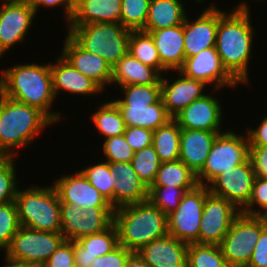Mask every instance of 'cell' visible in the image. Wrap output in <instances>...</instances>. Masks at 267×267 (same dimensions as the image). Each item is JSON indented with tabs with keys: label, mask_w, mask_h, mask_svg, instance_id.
Returning <instances> with one entry per match:
<instances>
[{
	"label": "cell",
	"mask_w": 267,
	"mask_h": 267,
	"mask_svg": "<svg viewBox=\"0 0 267 267\" xmlns=\"http://www.w3.org/2000/svg\"><path fill=\"white\" fill-rule=\"evenodd\" d=\"M184 76L213 85L214 90L222 87H237L239 83L223 67L215 47H211L185 58L183 66L178 70Z\"/></svg>",
	"instance_id": "13"
},
{
	"label": "cell",
	"mask_w": 267,
	"mask_h": 267,
	"mask_svg": "<svg viewBox=\"0 0 267 267\" xmlns=\"http://www.w3.org/2000/svg\"><path fill=\"white\" fill-rule=\"evenodd\" d=\"M29 4L32 8H34L35 13L37 14V11L39 12V9L41 10L42 7H49V8H54V7H61L63 8V11L65 13V21L68 23L73 15L74 12V7L72 0H22Z\"/></svg>",
	"instance_id": "51"
},
{
	"label": "cell",
	"mask_w": 267,
	"mask_h": 267,
	"mask_svg": "<svg viewBox=\"0 0 267 267\" xmlns=\"http://www.w3.org/2000/svg\"><path fill=\"white\" fill-rule=\"evenodd\" d=\"M113 213V207L82 209L81 238L107 229L113 223Z\"/></svg>",
	"instance_id": "40"
},
{
	"label": "cell",
	"mask_w": 267,
	"mask_h": 267,
	"mask_svg": "<svg viewBox=\"0 0 267 267\" xmlns=\"http://www.w3.org/2000/svg\"><path fill=\"white\" fill-rule=\"evenodd\" d=\"M36 13L34 8L24 1L0 5V56L11 47L25 41L31 30Z\"/></svg>",
	"instance_id": "14"
},
{
	"label": "cell",
	"mask_w": 267,
	"mask_h": 267,
	"mask_svg": "<svg viewBox=\"0 0 267 267\" xmlns=\"http://www.w3.org/2000/svg\"><path fill=\"white\" fill-rule=\"evenodd\" d=\"M131 251L122 245H118L110 253L99 256L90 267H124Z\"/></svg>",
	"instance_id": "47"
},
{
	"label": "cell",
	"mask_w": 267,
	"mask_h": 267,
	"mask_svg": "<svg viewBox=\"0 0 267 267\" xmlns=\"http://www.w3.org/2000/svg\"><path fill=\"white\" fill-rule=\"evenodd\" d=\"M151 0H122L120 24L130 31L145 28Z\"/></svg>",
	"instance_id": "39"
},
{
	"label": "cell",
	"mask_w": 267,
	"mask_h": 267,
	"mask_svg": "<svg viewBox=\"0 0 267 267\" xmlns=\"http://www.w3.org/2000/svg\"><path fill=\"white\" fill-rule=\"evenodd\" d=\"M267 226V216L240 213L219 244L226 262L246 267L262 230Z\"/></svg>",
	"instance_id": "9"
},
{
	"label": "cell",
	"mask_w": 267,
	"mask_h": 267,
	"mask_svg": "<svg viewBox=\"0 0 267 267\" xmlns=\"http://www.w3.org/2000/svg\"><path fill=\"white\" fill-rule=\"evenodd\" d=\"M188 243L172 235L155 239L136 253L150 267H187Z\"/></svg>",
	"instance_id": "20"
},
{
	"label": "cell",
	"mask_w": 267,
	"mask_h": 267,
	"mask_svg": "<svg viewBox=\"0 0 267 267\" xmlns=\"http://www.w3.org/2000/svg\"><path fill=\"white\" fill-rule=\"evenodd\" d=\"M6 264H4V267H39V266H33V265H26V264H20V263H14L11 261L5 260Z\"/></svg>",
	"instance_id": "54"
},
{
	"label": "cell",
	"mask_w": 267,
	"mask_h": 267,
	"mask_svg": "<svg viewBox=\"0 0 267 267\" xmlns=\"http://www.w3.org/2000/svg\"><path fill=\"white\" fill-rule=\"evenodd\" d=\"M245 134H236L230 129L218 134L205 165L196 175L199 185L207 186L222 172L249 159L250 145L247 133Z\"/></svg>",
	"instance_id": "7"
},
{
	"label": "cell",
	"mask_w": 267,
	"mask_h": 267,
	"mask_svg": "<svg viewBox=\"0 0 267 267\" xmlns=\"http://www.w3.org/2000/svg\"><path fill=\"white\" fill-rule=\"evenodd\" d=\"M255 205L259 207V209L256 208ZM241 213L246 215L267 216V179L255 177L251 199L241 210Z\"/></svg>",
	"instance_id": "45"
},
{
	"label": "cell",
	"mask_w": 267,
	"mask_h": 267,
	"mask_svg": "<svg viewBox=\"0 0 267 267\" xmlns=\"http://www.w3.org/2000/svg\"><path fill=\"white\" fill-rule=\"evenodd\" d=\"M240 213L232 202L210 193L206 186L198 243L219 245Z\"/></svg>",
	"instance_id": "11"
},
{
	"label": "cell",
	"mask_w": 267,
	"mask_h": 267,
	"mask_svg": "<svg viewBox=\"0 0 267 267\" xmlns=\"http://www.w3.org/2000/svg\"><path fill=\"white\" fill-rule=\"evenodd\" d=\"M93 124L104 140L110 137L124 135L126 124L117 105L111 100L102 103L98 110L91 114Z\"/></svg>",
	"instance_id": "32"
},
{
	"label": "cell",
	"mask_w": 267,
	"mask_h": 267,
	"mask_svg": "<svg viewBox=\"0 0 267 267\" xmlns=\"http://www.w3.org/2000/svg\"><path fill=\"white\" fill-rule=\"evenodd\" d=\"M225 262L219 245L188 244L187 267H220Z\"/></svg>",
	"instance_id": "36"
},
{
	"label": "cell",
	"mask_w": 267,
	"mask_h": 267,
	"mask_svg": "<svg viewBox=\"0 0 267 267\" xmlns=\"http://www.w3.org/2000/svg\"><path fill=\"white\" fill-rule=\"evenodd\" d=\"M192 189L194 188L150 186L148 200L168 216L178 208L183 195Z\"/></svg>",
	"instance_id": "38"
},
{
	"label": "cell",
	"mask_w": 267,
	"mask_h": 267,
	"mask_svg": "<svg viewBox=\"0 0 267 267\" xmlns=\"http://www.w3.org/2000/svg\"><path fill=\"white\" fill-rule=\"evenodd\" d=\"M249 158L253 165L255 177L267 179V147L250 146Z\"/></svg>",
	"instance_id": "49"
},
{
	"label": "cell",
	"mask_w": 267,
	"mask_h": 267,
	"mask_svg": "<svg viewBox=\"0 0 267 267\" xmlns=\"http://www.w3.org/2000/svg\"><path fill=\"white\" fill-rule=\"evenodd\" d=\"M42 267H75L72 241L65 240Z\"/></svg>",
	"instance_id": "46"
},
{
	"label": "cell",
	"mask_w": 267,
	"mask_h": 267,
	"mask_svg": "<svg viewBox=\"0 0 267 267\" xmlns=\"http://www.w3.org/2000/svg\"><path fill=\"white\" fill-rule=\"evenodd\" d=\"M124 137L136 152L152 145L153 131L142 127H126Z\"/></svg>",
	"instance_id": "48"
},
{
	"label": "cell",
	"mask_w": 267,
	"mask_h": 267,
	"mask_svg": "<svg viewBox=\"0 0 267 267\" xmlns=\"http://www.w3.org/2000/svg\"><path fill=\"white\" fill-rule=\"evenodd\" d=\"M55 124L39 108L8 98L0 108V156L16 157L17 149L34 142L43 129Z\"/></svg>",
	"instance_id": "3"
},
{
	"label": "cell",
	"mask_w": 267,
	"mask_h": 267,
	"mask_svg": "<svg viewBox=\"0 0 267 267\" xmlns=\"http://www.w3.org/2000/svg\"><path fill=\"white\" fill-rule=\"evenodd\" d=\"M109 169L116 177L114 209L148 200L149 188L134 171L131 162H109Z\"/></svg>",
	"instance_id": "21"
},
{
	"label": "cell",
	"mask_w": 267,
	"mask_h": 267,
	"mask_svg": "<svg viewBox=\"0 0 267 267\" xmlns=\"http://www.w3.org/2000/svg\"><path fill=\"white\" fill-rule=\"evenodd\" d=\"M15 158L0 156V204L15 201L20 183L17 182Z\"/></svg>",
	"instance_id": "41"
},
{
	"label": "cell",
	"mask_w": 267,
	"mask_h": 267,
	"mask_svg": "<svg viewBox=\"0 0 267 267\" xmlns=\"http://www.w3.org/2000/svg\"><path fill=\"white\" fill-rule=\"evenodd\" d=\"M63 46L60 55L105 92V86L111 85L112 81V68L107 61L85 51L68 34H66Z\"/></svg>",
	"instance_id": "18"
},
{
	"label": "cell",
	"mask_w": 267,
	"mask_h": 267,
	"mask_svg": "<svg viewBox=\"0 0 267 267\" xmlns=\"http://www.w3.org/2000/svg\"><path fill=\"white\" fill-rule=\"evenodd\" d=\"M53 91L55 97L60 91L69 92L75 96H94L104 92L93 80L82 74L68 63L61 55L56 62H50Z\"/></svg>",
	"instance_id": "22"
},
{
	"label": "cell",
	"mask_w": 267,
	"mask_h": 267,
	"mask_svg": "<svg viewBox=\"0 0 267 267\" xmlns=\"http://www.w3.org/2000/svg\"><path fill=\"white\" fill-rule=\"evenodd\" d=\"M177 79L165 78L161 76V99L165 105L167 113L173 118L183 108L191 102L203 97L205 87L204 82L184 76L180 71ZM173 82H170V81Z\"/></svg>",
	"instance_id": "19"
},
{
	"label": "cell",
	"mask_w": 267,
	"mask_h": 267,
	"mask_svg": "<svg viewBox=\"0 0 267 267\" xmlns=\"http://www.w3.org/2000/svg\"><path fill=\"white\" fill-rule=\"evenodd\" d=\"M122 0H82L75 8L68 26L88 23H120Z\"/></svg>",
	"instance_id": "26"
},
{
	"label": "cell",
	"mask_w": 267,
	"mask_h": 267,
	"mask_svg": "<svg viewBox=\"0 0 267 267\" xmlns=\"http://www.w3.org/2000/svg\"><path fill=\"white\" fill-rule=\"evenodd\" d=\"M124 267H150L137 253H132L126 261Z\"/></svg>",
	"instance_id": "53"
},
{
	"label": "cell",
	"mask_w": 267,
	"mask_h": 267,
	"mask_svg": "<svg viewBox=\"0 0 267 267\" xmlns=\"http://www.w3.org/2000/svg\"><path fill=\"white\" fill-rule=\"evenodd\" d=\"M75 267H90L97 257L110 253L118 243V232L112 223L102 232L72 241Z\"/></svg>",
	"instance_id": "25"
},
{
	"label": "cell",
	"mask_w": 267,
	"mask_h": 267,
	"mask_svg": "<svg viewBox=\"0 0 267 267\" xmlns=\"http://www.w3.org/2000/svg\"><path fill=\"white\" fill-rule=\"evenodd\" d=\"M2 101H3V91L0 87V108H1Z\"/></svg>",
	"instance_id": "58"
},
{
	"label": "cell",
	"mask_w": 267,
	"mask_h": 267,
	"mask_svg": "<svg viewBox=\"0 0 267 267\" xmlns=\"http://www.w3.org/2000/svg\"><path fill=\"white\" fill-rule=\"evenodd\" d=\"M180 138L181 128L173 118L153 131L152 145L162 163L179 159Z\"/></svg>",
	"instance_id": "30"
},
{
	"label": "cell",
	"mask_w": 267,
	"mask_h": 267,
	"mask_svg": "<svg viewBox=\"0 0 267 267\" xmlns=\"http://www.w3.org/2000/svg\"><path fill=\"white\" fill-rule=\"evenodd\" d=\"M151 35L162 66L172 73L184 64V23L161 30L147 32Z\"/></svg>",
	"instance_id": "24"
},
{
	"label": "cell",
	"mask_w": 267,
	"mask_h": 267,
	"mask_svg": "<svg viewBox=\"0 0 267 267\" xmlns=\"http://www.w3.org/2000/svg\"><path fill=\"white\" fill-rule=\"evenodd\" d=\"M195 1H197L196 3H202V2H204L206 0H195Z\"/></svg>",
	"instance_id": "59"
},
{
	"label": "cell",
	"mask_w": 267,
	"mask_h": 267,
	"mask_svg": "<svg viewBox=\"0 0 267 267\" xmlns=\"http://www.w3.org/2000/svg\"><path fill=\"white\" fill-rule=\"evenodd\" d=\"M197 185L196 174L178 159L161 163L151 186L195 188Z\"/></svg>",
	"instance_id": "31"
},
{
	"label": "cell",
	"mask_w": 267,
	"mask_h": 267,
	"mask_svg": "<svg viewBox=\"0 0 267 267\" xmlns=\"http://www.w3.org/2000/svg\"><path fill=\"white\" fill-rule=\"evenodd\" d=\"M219 99L211 93L193 102L178 112L173 119L181 129L204 130L210 132H224L220 128L223 124V112Z\"/></svg>",
	"instance_id": "15"
},
{
	"label": "cell",
	"mask_w": 267,
	"mask_h": 267,
	"mask_svg": "<svg viewBox=\"0 0 267 267\" xmlns=\"http://www.w3.org/2000/svg\"><path fill=\"white\" fill-rule=\"evenodd\" d=\"M61 233L68 241L81 238L82 208L69 203H60Z\"/></svg>",
	"instance_id": "43"
},
{
	"label": "cell",
	"mask_w": 267,
	"mask_h": 267,
	"mask_svg": "<svg viewBox=\"0 0 267 267\" xmlns=\"http://www.w3.org/2000/svg\"><path fill=\"white\" fill-rule=\"evenodd\" d=\"M220 267H240V266L231 264V263H229V262H225V263H223Z\"/></svg>",
	"instance_id": "56"
},
{
	"label": "cell",
	"mask_w": 267,
	"mask_h": 267,
	"mask_svg": "<svg viewBox=\"0 0 267 267\" xmlns=\"http://www.w3.org/2000/svg\"><path fill=\"white\" fill-rule=\"evenodd\" d=\"M161 76L156 69L143 64L128 52L112 68L111 85L161 84Z\"/></svg>",
	"instance_id": "27"
},
{
	"label": "cell",
	"mask_w": 267,
	"mask_h": 267,
	"mask_svg": "<svg viewBox=\"0 0 267 267\" xmlns=\"http://www.w3.org/2000/svg\"><path fill=\"white\" fill-rule=\"evenodd\" d=\"M103 141L102 151L105 155V161L131 162L134 151L127 143L124 135L110 137Z\"/></svg>",
	"instance_id": "44"
},
{
	"label": "cell",
	"mask_w": 267,
	"mask_h": 267,
	"mask_svg": "<svg viewBox=\"0 0 267 267\" xmlns=\"http://www.w3.org/2000/svg\"><path fill=\"white\" fill-rule=\"evenodd\" d=\"M182 0H151L144 32H151L184 23L187 16Z\"/></svg>",
	"instance_id": "29"
},
{
	"label": "cell",
	"mask_w": 267,
	"mask_h": 267,
	"mask_svg": "<svg viewBox=\"0 0 267 267\" xmlns=\"http://www.w3.org/2000/svg\"><path fill=\"white\" fill-rule=\"evenodd\" d=\"M130 32L120 23L67 26V34L81 48L105 59L111 68L128 53Z\"/></svg>",
	"instance_id": "6"
},
{
	"label": "cell",
	"mask_w": 267,
	"mask_h": 267,
	"mask_svg": "<svg viewBox=\"0 0 267 267\" xmlns=\"http://www.w3.org/2000/svg\"><path fill=\"white\" fill-rule=\"evenodd\" d=\"M20 189L15 197L20 225L32 230L61 232L60 201L53 185Z\"/></svg>",
	"instance_id": "5"
},
{
	"label": "cell",
	"mask_w": 267,
	"mask_h": 267,
	"mask_svg": "<svg viewBox=\"0 0 267 267\" xmlns=\"http://www.w3.org/2000/svg\"><path fill=\"white\" fill-rule=\"evenodd\" d=\"M255 172L250 158L216 176L208 185L210 193L232 202L240 211L249 203Z\"/></svg>",
	"instance_id": "12"
},
{
	"label": "cell",
	"mask_w": 267,
	"mask_h": 267,
	"mask_svg": "<svg viewBox=\"0 0 267 267\" xmlns=\"http://www.w3.org/2000/svg\"><path fill=\"white\" fill-rule=\"evenodd\" d=\"M205 198V185L187 191L178 208L167 216L168 234L188 244L198 243Z\"/></svg>",
	"instance_id": "10"
},
{
	"label": "cell",
	"mask_w": 267,
	"mask_h": 267,
	"mask_svg": "<svg viewBox=\"0 0 267 267\" xmlns=\"http://www.w3.org/2000/svg\"><path fill=\"white\" fill-rule=\"evenodd\" d=\"M161 163L153 145L134 152L131 160L134 171L148 188L154 182Z\"/></svg>",
	"instance_id": "37"
},
{
	"label": "cell",
	"mask_w": 267,
	"mask_h": 267,
	"mask_svg": "<svg viewBox=\"0 0 267 267\" xmlns=\"http://www.w3.org/2000/svg\"><path fill=\"white\" fill-rule=\"evenodd\" d=\"M58 179V180H57ZM52 183L60 203H69L82 209L112 207L110 202L96 190L81 171L65 174Z\"/></svg>",
	"instance_id": "16"
},
{
	"label": "cell",
	"mask_w": 267,
	"mask_h": 267,
	"mask_svg": "<svg viewBox=\"0 0 267 267\" xmlns=\"http://www.w3.org/2000/svg\"><path fill=\"white\" fill-rule=\"evenodd\" d=\"M22 0H0L1 4L18 3Z\"/></svg>",
	"instance_id": "55"
},
{
	"label": "cell",
	"mask_w": 267,
	"mask_h": 267,
	"mask_svg": "<svg viewBox=\"0 0 267 267\" xmlns=\"http://www.w3.org/2000/svg\"><path fill=\"white\" fill-rule=\"evenodd\" d=\"M246 133L250 146H266L267 147V115L261 120L258 127L246 129Z\"/></svg>",
	"instance_id": "52"
},
{
	"label": "cell",
	"mask_w": 267,
	"mask_h": 267,
	"mask_svg": "<svg viewBox=\"0 0 267 267\" xmlns=\"http://www.w3.org/2000/svg\"><path fill=\"white\" fill-rule=\"evenodd\" d=\"M82 0H72L73 7L75 8Z\"/></svg>",
	"instance_id": "57"
},
{
	"label": "cell",
	"mask_w": 267,
	"mask_h": 267,
	"mask_svg": "<svg viewBox=\"0 0 267 267\" xmlns=\"http://www.w3.org/2000/svg\"><path fill=\"white\" fill-rule=\"evenodd\" d=\"M16 64L3 69L0 87L5 96L43 111L55 124L62 121L60 112L51 111L56 97L50 63Z\"/></svg>",
	"instance_id": "2"
},
{
	"label": "cell",
	"mask_w": 267,
	"mask_h": 267,
	"mask_svg": "<svg viewBox=\"0 0 267 267\" xmlns=\"http://www.w3.org/2000/svg\"><path fill=\"white\" fill-rule=\"evenodd\" d=\"M128 52L145 65L156 69L161 75L168 73L162 66L158 51L151 35L142 30L131 31Z\"/></svg>",
	"instance_id": "33"
},
{
	"label": "cell",
	"mask_w": 267,
	"mask_h": 267,
	"mask_svg": "<svg viewBox=\"0 0 267 267\" xmlns=\"http://www.w3.org/2000/svg\"><path fill=\"white\" fill-rule=\"evenodd\" d=\"M123 98L112 100L116 105L149 106L161 99V84L121 86Z\"/></svg>",
	"instance_id": "35"
},
{
	"label": "cell",
	"mask_w": 267,
	"mask_h": 267,
	"mask_svg": "<svg viewBox=\"0 0 267 267\" xmlns=\"http://www.w3.org/2000/svg\"><path fill=\"white\" fill-rule=\"evenodd\" d=\"M250 7L238 4L231 12L218 8L215 48L223 67L239 83L249 85V61L253 57L254 28Z\"/></svg>",
	"instance_id": "1"
},
{
	"label": "cell",
	"mask_w": 267,
	"mask_h": 267,
	"mask_svg": "<svg viewBox=\"0 0 267 267\" xmlns=\"http://www.w3.org/2000/svg\"><path fill=\"white\" fill-rule=\"evenodd\" d=\"M90 184L106 198L114 208V187L116 177L109 169L108 161H101L80 170Z\"/></svg>",
	"instance_id": "34"
},
{
	"label": "cell",
	"mask_w": 267,
	"mask_h": 267,
	"mask_svg": "<svg viewBox=\"0 0 267 267\" xmlns=\"http://www.w3.org/2000/svg\"><path fill=\"white\" fill-rule=\"evenodd\" d=\"M117 107L127 127H142L155 131L172 119L162 99L149 106L117 105Z\"/></svg>",
	"instance_id": "28"
},
{
	"label": "cell",
	"mask_w": 267,
	"mask_h": 267,
	"mask_svg": "<svg viewBox=\"0 0 267 267\" xmlns=\"http://www.w3.org/2000/svg\"><path fill=\"white\" fill-rule=\"evenodd\" d=\"M218 28V8L215 3L198 14L196 20L189 15L184 20L185 58L192 57L202 50L215 47Z\"/></svg>",
	"instance_id": "17"
},
{
	"label": "cell",
	"mask_w": 267,
	"mask_h": 267,
	"mask_svg": "<svg viewBox=\"0 0 267 267\" xmlns=\"http://www.w3.org/2000/svg\"><path fill=\"white\" fill-rule=\"evenodd\" d=\"M15 201L0 204V250L6 252L13 236L20 229Z\"/></svg>",
	"instance_id": "42"
},
{
	"label": "cell",
	"mask_w": 267,
	"mask_h": 267,
	"mask_svg": "<svg viewBox=\"0 0 267 267\" xmlns=\"http://www.w3.org/2000/svg\"><path fill=\"white\" fill-rule=\"evenodd\" d=\"M246 267H267V226L262 230Z\"/></svg>",
	"instance_id": "50"
},
{
	"label": "cell",
	"mask_w": 267,
	"mask_h": 267,
	"mask_svg": "<svg viewBox=\"0 0 267 267\" xmlns=\"http://www.w3.org/2000/svg\"><path fill=\"white\" fill-rule=\"evenodd\" d=\"M118 243L132 253L168 234L167 216L149 200L114 209Z\"/></svg>",
	"instance_id": "4"
},
{
	"label": "cell",
	"mask_w": 267,
	"mask_h": 267,
	"mask_svg": "<svg viewBox=\"0 0 267 267\" xmlns=\"http://www.w3.org/2000/svg\"><path fill=\"white\" fill-rule=\"evenodd\" d=\"M61 232H47L20 227L5 252V260L42 267L65 241Z\"/></svg>",
	"instance_id": "8"
},
{
	"label": "cell",
	"mask_w": 267,
	"mask_h": 267,
	"mask_svg": "<svg viewBox=\"0 0 267 267\" xmlns=\"http://www.w3.org/2000/svg\"><path fill=\"white\" fill-rule=\"evenodd\" d=\"M217 132L181 129L179 160L196 175L205 165Z\"/></svg>",
	"instance_id": "23"
}]
</instances>
